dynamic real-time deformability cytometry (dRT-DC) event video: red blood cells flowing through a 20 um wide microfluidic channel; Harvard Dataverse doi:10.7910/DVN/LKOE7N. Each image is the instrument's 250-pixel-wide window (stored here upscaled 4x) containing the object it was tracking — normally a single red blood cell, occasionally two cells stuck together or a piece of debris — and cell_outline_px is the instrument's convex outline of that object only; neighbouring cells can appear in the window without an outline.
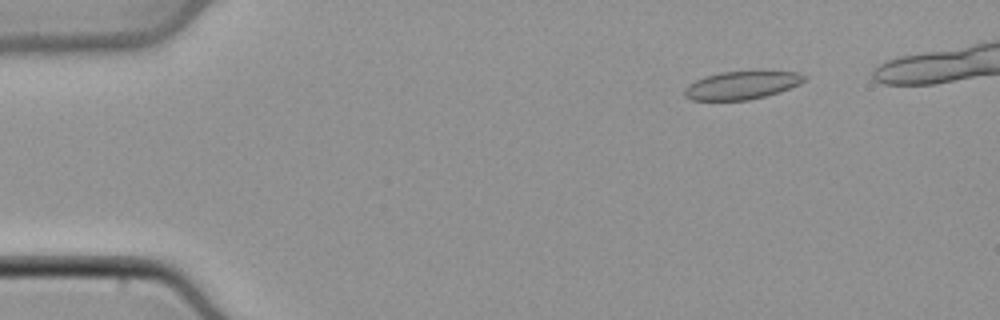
{"species": "common noctule bat (a hibernating species)", "species_latin": "Nyctalus noctula", "temperature_condition": "cold", "stored_images_in_passage": 44, "camera_frame_rate_fps": 3000, "um_per_image_px": 0.085, "animal": {"sex": "male", "body_mass_g": 21.5, "forearm_length_mm": 52.0}, "frame": {"image": 1, "passage_image": 7, "time_ms": 2.0, "image_size_px": [1000, 320], "cell_outline_px": [[808, 76], [800, 84], [764, 96], [748, 100], [692, 100], [684, 96], [684, 88], [688, 84], [704, 76], [720, 72], [764, 68], [796, 72]], "centroid_in_image_um": [63.07, 7.18], "position_along_channel_um": 21.9, "area_um2": 20.35}}
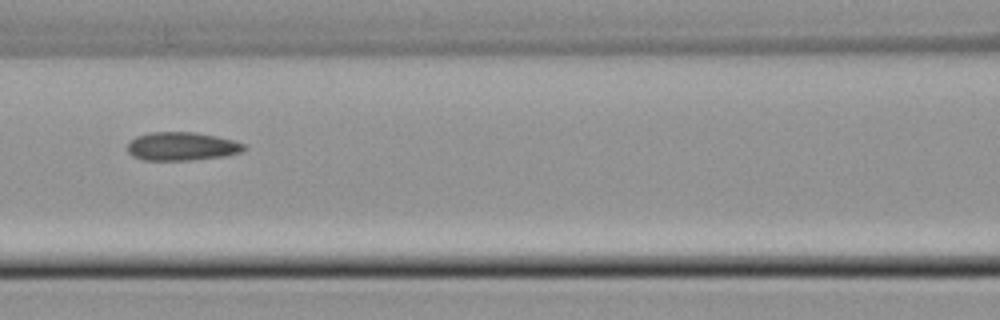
{"frame": {"image": 2, "passage_image": 22, "time_ms": 7.0, "image_size_px": [1000, 320], "cell_outline_px": [[244, 148], [240, 152], [224, 156], [192, 160], [144, 160], [132, 156], [128, 152], [128, 144], [136, 136], [148, 132], [192, 132], [216, 136], [232, 140], [244, 144]], "centroid_in_image_um": [15.41, 12.44], "position_along_channel_um": 151.2, "area_um2": 19.13}}
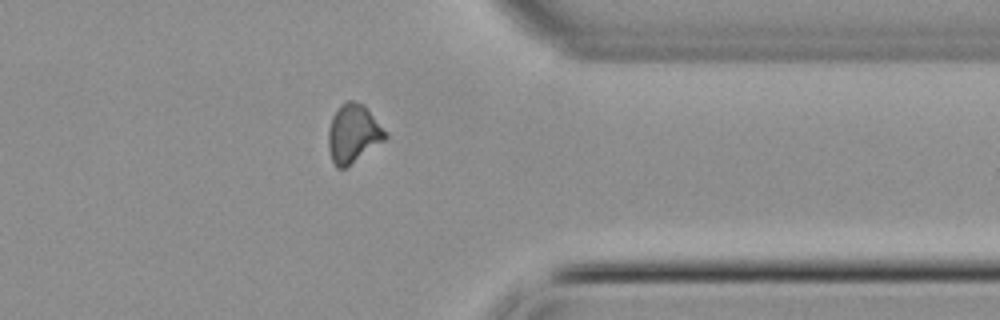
{"frame": {"image": 3, "passage_image": 39, "time_ms": 12.667, "image_size_px": [1000, 320], "cell_outline_px": [[388, 136], [384, 140], [344, 168], [336, 168], [332, 160], [328, 148], [328, 128], [332, 116], [340, 104], [348, 100], [352, 100], [364, 104], [388, 132]], "centroid_in_image_um": [30.02, 11.31], "position_along_channel_um": 381.4, "area_um2": 19.42}}